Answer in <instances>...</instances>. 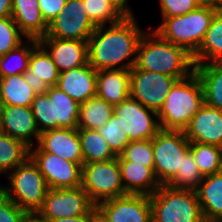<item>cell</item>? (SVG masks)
<instances>
[{
    "instance_id": "5",
    "label": "cell",
    "mask_w": 222,
    "mask_h": 222,
    "mask_svg": "<svg viewBox=\"0 0 222 222\" xmlns=\"http://www.w3.org/2000/svg\"><path fill=\"white\" fill-rule=\"evenodd\" d=\"M5 177L8 185L0 184V190L26 213L37 214L49 188L33 161L28 158Z\"/></svg>"
},
{
    "instance_id": "24",
    "label": "cell",
    "mask_w": 222,
    "mask_h": 222,
    "mask_svg": "<svg viewBox=\"0 0 222 222\" xmlns=\"http://www.w3.org/2000/svg\"><path fill=\"white\" fill-rule=\"evenodd\" d=\"M195 191L204 220H221L222 171L205 176Z\"/></svg>"
},
{
    "instance_id": "39",
    "label": "cell",
    "mask_w": 222,
    "mask_h": 222,
    "mask_svg": "<svg viewBox=\"0 0 222 222\" xmlns=\"http://www.w3.org/2000/svg\"><path fill=\"white\" fill-rule=\"evenodd\" d=\"M207 0H158L161 18L178 17L196 10Z\"/></svg>"
},
{
    "instance_id": "12",
    "label": "cell",
    "mask_w": 222,
    "mask_h": 222,
    "mask_svg": "<svg viewBox=\"0 0 222 222\" xmlns=\"http://www.w3.org/2000/svg\"><path fill=\"white\" fill-rule=\"evenodd\" d=\"M94 206L95 204L81 186L48 189L42 207L37 214L50 221L63 217L86 215Z\"/></svg>"
},
{
    "instance_id": "34",
    "label": "cell",
    "mask_w": 222,
    "mask_h": 222,
    "mask_svg": "<svg viewBox=\"0 0 222 222\" xmlns=\"http://www.w3.org/2000/svg\"><path fill=\"white\" fill-rule=\"evenodd\" d=\"M90 21L95 26L117 23L126 14L111 0H83Z\"/></svg>"
},
{
    "instance_id": "11",
    "label": "cell",
    "mask_w": 222,
    "mask_h": 222,
    "mask_svg": "<svg viewBox=\"0 0 222 222\" xmlns=\"http://www.w3.org/2000/svg\"><path fill=\"white\" fill-rule=\"evenodd\" d=\"M29 158L43 174L49 189L81 186V164L44 152L38 145L29 148Z\"/></svg>"
},
{
    "instance_id": "3",
    "label": "cell",
    "mask_w": 222,
    "mask_h": 222,
    "mask_svg": "<svg viewBox=\"0 0 222 222\" xmlns=\"http://www.w3.org/2000/svg\"><path fill=\"white\" fill-rule=\"evenodd\" d=\"M203 104L202 82L194 71L188 77L178 80L171 88L157 113L160 128L184 131Z\"/></svg>"
},
{
    "instance_id": "42",
    "label": "cell",
    "mask_w": 222,
    "mask_h": 222,
    "mask_svg": "<svg viewBox=\"0 0 222 222\" xmlns=\"http://www.w3.org/2000/svg\"><path fill=\"white\" fill-rule=\"evenodd\" d=\"M24 79L35 94H43L49 90V87L40 78H36L35 76H24Z\"/></svg>"
},
{
    "instance_id": "18",
    "label": "cell",
    "mask_w": 222,
    "mask_h": 222,
    "mask_svg": "<svg viewBox=\"0 0 222 222\" xmlns=\"http://www.w3.org/2000/svg\"><path fill=\"white\" fill-rule=\"evenodd\" d=\"M38 41L50 54L60 73L88 63V44L86 41L46 36L41 37Z\"/></svg>"
},
{
    "instance_id": "49",
    "label": "cell",
    "mask_w": 222,
    "mask_h": 222,
    "mask_svg": "<svg viewBox=\"0 0 222 222\" xmlns=\"http://www.w3.org/2000/svg\"><path fill=\"white\" fill-rule=\"evenodd\" d=\"M204 222H222L221 220H204Z\"/></svg>"
},
{
    "instance_id": "50",
    "label": "cell",
    "mask_w": 222,
    "mask_h": 222,
    "mask_svg": "<svg viewBox=\"0 0 222 222\" xmlns=\"http://www.w3.org/2000/svg\"><path fill=\"white\" fill-rule=\"evenodd\" d=\"M1 108H2V102L0 101V116H1Z\"/></svg>"
},
{
    "instance_id": "25",
    "label": "cell",
    "mask_w": 222,
    "mask_h": 222,
    "mask_svg": "<svg viewBox=\"0 0 222 222\" xmlns=\"http://www.w3.org/2000/svg\"><path fill=\"white\" fill-rule=\"evenodd\" d=\"M194 71L202 82L204 103L222 111V62L196 64Z\"/></svg>"
},
{
    "instance_id": "20",
    "label": "cell",
    "mask_w": 222,
    "mask_h": 222,
    "mask_svg": "<svg viewBox=\"0 0 222 222\" xmlns=\"http://www.w3.org/2000/svg\"><path fill=\"white\" fill-rule=\"evenodd\" d=\"M96 77L97 70L87 63L81 67L61 72L57 87L81 104L96 96Z\"/></svg>"
},
{
    "instance_id": "8",
    "label": "cell",
    "mask_w": 222,
    "mask_h": 222,
    "mask_svg": "<svg viewBox=\"0 0 222 222\" xmlns=\"http://www.w3.org/2000/svg\"><path fill=\"white\" fill-rule=\"evenodd\" d=\"M154 173L160 185H167L183 164L190 151V142L184 131L161 129L152 138Z\"/></svg>"
},
{
    "instance_id": "36",
    "label": "cell",
    "mask_w": 222,
    "mask_h": 222,
    "mask_svg": "<svg viewBox=\"0 0 222 222\" xmlns=\"http://www.w3.org/2000/svg\"><path fill=\"white\" fill-rule=\"evenodd\" d=\"M99 133L105 138L111 150L118 156L131 142L127 132L124 131L120 118L113 113L109 121L99 129Z\"/></svg>"
},
{
    "instance_id": "44",
    "label": "cell",
    "mask_w": 222,
    "mask_h": 222,
    "mask_svg": "<svg viewBox=\"0 0 222 222\" xmlns=\"http://www.w3.org/2000/svg\"><path fill=\"white\" fill-rule=\"evenodd\" d=\"M12 17V0H0V18Z\"/></svg>"
},
{
    "instance_id": "37",
    "label": "cell",
    "mask_w": 222,
    "mask_h": 222,
    "mask_svg": "<svg viewBox=\"0 0 222 222\" xmlns=\"http://www.w3.org/2000/svg\"><path fill=\"white\" fill-rule=\"evenodd\" d=\"M24 38L27 39L12 17L0 18V56L19 47Z\"/></svg>"
},
{
    "instance_id": "13",
    "label": "cell",
    "mask_w": 222,
    "mask_h": 222,
    "mask_svg": "<svg viewBox=\"0 0 222 222\" xmlns=\"http://www.w3.org/2000/svg\"><path fill=\"white\" fill-rule=\"evenodd\" d=\"M95 29L83 0H67L62 11L48 25L45 36L87 42Z\"/></svg>"
},
{
    "instance_id": "9",
    "label": "cell",
    "mask_w": 222,
    "mask_h": 222,
    "mask_svg": "<svg viewBox=\"0 0 222 222\" xmlns=\"http://www.w3.org/2000/svg\"><path fill=\"white\" fill-rule=\"evenodd\" d=\"M81 187L95 205L126 195L117 157L105 162L83 164Z\"/></svg>"
},
{
    "instance_id": "28",
    "label": "cell",
    "mask_w": 222,
    "mask_h": 222,
    "mask_svg": "<svg viewBox=\"0 0 222 222\" xmlns=\"http://www.w3.org/2000/svg\"><path fill=\"white\" fill-rule=\"evenodd\" d=\"M35 93L25 82L23 74L0 78V101L2 105L31 107Z\"/></svg>"
},
{
    "instance_id": "46",
    "label": "cell",
    "mask_w": 222,
    "mask_h": 222,
    "mask_svg": "<svg viewBox=\"0 0 222 222\" xmlns=\"http://www.w3.org/2000/svg\"><path fill=\"white\" fill-rule=\"evenodd\" d=\"M51 222H87V214L76 216V217H63L55 220H50Z\"/></svg>"
},
{
    "instance_id": "22",
    "label": "cell",
    "mask_w": 222,
    "mask_h": 222,
    "mask_svg": "<svg viewBox=\"0 0 222 222\" xmlns=\"http://www.w3.org/2000/svg\"><path fill=\"white\" fill-rule=\"evenodd\" d=\"M96 85V96L116 106L130 97V70L97 71Z\"/></svg>"
},
{
    "instance_id": "10",
    "label": "cell",
    "mask_w": 222,
    "mask_h": 222,
    "mask_svg": "<svg viewBox=\"0 0 222 222\" xmlns=\"http://www.w3.org/2000/svg\"><path fill=\"white\" fill-rule=\"evenodd\" d=\"M179 79L133 67L130 70V97L156 113Z\"/></svg>"
},
{
    "instance_id": "29",
    "label": "cell",
    "mask_w": 222,
    "mask_h": 222,
    "mask_svg": "<svg viewBox=\"0 0 222 222\" xmlns=\"http://www.w3.org/2000/svg\"><path fill=\"white\" fill-rule=\"evenodd\" d=\"M114 113V106L98 96L80 104L77 129H99Z\"/></svg>"
},
{
    "instance_id": "48",
    "label": "cell",
    "mask_w": 222,
    "mask_h": 222,
    "mask_svg": "<svg viewBox=\"0 0 222 222\" xmlns=\"http://www.w3.org/2000/svg\"><path fill=\"white\" fill-rule=\"evenodd\" d=\"M217 9L218 11H222V0H209Z\"/></svg>"
},
{
    "instance_id": "35",
    "label": "cell",
    "mask_w": 222,
    "mask_h": 222,
    "mask_svg": "<svg viewBox=\"0 0 222 222\" xmlns=\"http://www.w3.org/2000/svg\"><path fill=\"white\" fill-rule=\"evenodd\" d=\"M203 176L194 160L192 152L189 151L183 158V164L177 171V175L167 184V186L175 189L196 190Z\"/></svg>"
},
{
    "instance_id": "32",
    "label": "cell",
    "mask_w": 222,
    "mask_h": 222,
    "mask_svg": "<svg viewBox=\"0 0 222 222\" xmlns=\"http://www.w3.org/2000/svg\"><path fill=\"white\" fill-rule=\"evenodd\" d=\"M38 43V39H26L16 49L0 56V78L23 74L28 69L32 49Z\"/></svg>"
},
{
    "instance_id": "14",
    "label": "cell",
    "mask_w": 222,
    "mask_h": 222,
    "mask_svg": "<svg viewBox=\"0 0 222 222\" xmlns=\"http://www.w3.org/2000/svg\"><path fill=\"white\" fill-rule=\"evenodd\" d=\"M114 113L130 141L152 139L161 130L157 113L131 97L114 106Z\"/></svg>"
},
{
    "instance_id": "33",
    "label": "cell",
    "mask_w": 222,
    "mask_h": 222,
    "mask_svg": "<svg viewBox=\"0 0 222 222\" xmlns=\"http://www.w3.org/2000/svg\"><path fill=\"white\" fill-rule=\"evenodd\" d=\"M190 151L203 177L222 171V147L190 142Z\"/></svg>"
},
{
    "instance_id": "17",
    "label": "cell",
    "mask_w": 222,
    "mask_h": 222,
    "mask_svg": "<svg viewBox=\"0 0 222 222\" xmlns=\"http://www.w3.org/2000/svg\"><path fill=\"white\" fill-rule=\"evenodd\" d=\"M184 133L189 142L222 147V111L204 103Z\"/></svg>"
},
{
    "instance_id": "15",
    "label": "cell",
    "mask_w": 222,
    "mask_h": 222,
    "mask_svg": "<svg viewBox=\"0 0 222 222\" xmlns=\"http://www.w3.org/2000/svg\"><path fill=\"white\" fill-rule=\"evenodd\" d=\"M107 222H152V207L148 195L126 194L96 205Z\"/></svg>"
},
{
    "instance_id": "1",
    "label": "cell",
    "mask_w": 222,
    "mask_h": 222,
    "mask_svg": "<svg viewBox=\"0 0 222 222\" xmlns=\"http://www.w3.org/2000/svg\"><path fill=\"white\" fill-rule=\"evenodd\" d=\"M135 15H126L117 23L96 26L87 41L88 63L97 71L131 70L136 61L141 29Z\"/></svg>"
},
{
    "instance_id": "47",
    "label": "cell",
    "mask_w": 222,
    "mask_h": 222,
    "mask_svg": "<svg viewBox=\"0 0 222 222\" xmlns=\"http://www.w3.org/2000/svg\"><path fill=\"white\" fill-rule=\"evenodd\" d=\"M25 222H51V221L41 218L38 214H28Z\"/></svg>"
},
{
    "instance_id": "23",
    "label": "cell",
    "mask_w": 222,
    "mask_h": 222,
    "mask_svg": "<svg viewBox=\"0 0 222 222\" xmlns=\"http://www.w3.org/2000/svg\"><path fill=\"white\" fill-rule=\"evenodd\" d=\"M12 18L27 39H40L47 33L38 0H12Z\"/></svg>"
},
{
    "instance_id": "16",
    "label": "cell",
    "mask_w": 222,
    "mask_h": 222,
    "mask_svg": "<svg viewBox=\"0 0 222 222\" xmlns=\"http://www.w3.org/2000/svg\"><path fill=\"white\" fill-rule=\"evenodd\" d=\"M0 131L23 141L29 147L37 145L40 138L31 107L2 105Z\"/></svg>"
},
{
    "instance_id": "41",
    "label": "cell",
    "mask_w": 222,
    "mask_h": 222,
    "mask_svg": "<svg viewBox=\"0 0 222 222\" xmlns=\"http://www.w3.org/2000/svg\"><path fill=\"white\" fill-rule=\"evenodd\" d=\"M67 0H38L41 15L49 25L62 11Z\"/></svg>"
},
{
    "instance_id": "30",
    "label": "cell",
    "mask_w": 222,
    "mask_h": 222,
    "mask_svg": "<svg viewBox=\"0 0 222 222\" xmlns=\"http://www.w3.org/2000/svg\"><path fill=\"white\" fill-rule=\"evenodd\" d=\"M60 72L46 49L38 43L31 52L28 69L23 76L40 78L48 87L57 86Z\"/></svg>"
},
{
    "instance_id": "31",
    "label": "cell",
    "mask_w": 222,
    "mask_h": 222,
    "mask_svg": "<svg viewBox=\"0 0 222 222\" xmlns=\"http://www.w3.org/2000/svg\"><path fill=\"white\" fill-rule=\"evenodd\" d=\"M29 146L0 131V175H6L29 158Z\"/></svg>"
},
{
    "instance_id": "4",
    "label": "cell",
    "mask_w": 222,
    "mask_h": 222,
    "mask_svg": "<svg viewBox=\"0 0 222 222\" xmlns=\"http://www.w3.org/2000/svg\"><path fill=\"white\" fill-rule=\"evenodd\" d=\"M217 11L207 0L185 15L162 18L161 23L152 30L162 39L184 48L192 56L199 49Z\"/></svg>"
},
{
    "instance_id": "26",
    "label": "cell",
    "mask_w": 222,
    "mask_h": 222,
    "mask_svg": "<svg viewBox=\"0 0 222 222\" xmlns=\"http://www.w3.org/2000/svg\"><path fill=\"white\" fill-rule=\"evenodd\" d=\"M194 65L222 62V11H217L199 49L192 55Z\"/></svg>"
},
{
    "instance_id": "19",
    "label": "cell",
    "mask_w": 222,
    "mask_h": 222,
    "mask_svg": "<svg viewBox=\"0 0 222 222\" xmlns=\"http://www.w3.org/2000/svg\"><path fill=\"white\" fill-rule=\"evenodd\" d=\"M37 145L64 160L83 165L81 142L77 128H58L40 134Z\"/></svg>"
},
{
    "instance_id": "6",
    "label": "cell",
    "mask_w": 222,
    "mask_h": 222,
    "mask_svg": "<svg viewBox=\"0 0 222 222\" xmlns=\"http://www.w3.org/2000/svg\"><path fill=\"white\" fill-rule=\"evenodd\" d=\"M80 104L57 86L43 94H35L31 110L39 133L58 128H77Z\"/></svg>"
},
{
    "instance_id": "7",
    "label": "cell",
    "mask_w": 222,
    "mask_h": 222,
    "mask_svg": "<svg viewBox=\"0 0 222 222\" xmlns=\"http://www.w3.org/2000/svg\"><path fill=\"white\" fill-rule=\"evenodd\" d=\"M152 222H204L196 191L161 185L149 196Z\"/></svg>"
},
{
    "instance_id": "43",
    "label": "cell",
    "mask_w": 222,
    "mask_h": 222,
    "mask_svg": "<svg viewBox=\"0 0 222 222\" xmlns=\"http://www.w3.org/2000/svg\"><path fill=\"white\" fill-rule=\"evenodd\" d=\"M87 222H107L103 212L95 205L87 214Z\"/></svg>"
},
{
    "instance_id": "2",
    "label": "cell",
    "mask_w": 222,
    "mask_h": 222,
    "mask_svg": "<svg viewBox=\"0 0 222 222\" xmlns=\"http://www.w3.org/2000/svg\"><path fill=\"white\" fill-rule=\"evenodd\" d=\"M148 28L139 41L134 67L179 80L192 74V56L184 48L162 39L150 26Z\"/></svg>"
},
{
    "instance_id": "40",
    "label": "cell",
    "mask_w": 222,
    "mask_h": 222,
    "mask_svg": "<svg viewBox=\"0 0 222 222\" xmlns=\"http://www.w3.org/2000/svg\"><path fill=\"white\" fill-rule=\"evenodd\" d=\"M27 216L28 213L0 190V222H25Z\"/></svg>"
},
{
    "instance_id": "27",
    "label": "cell",
    "mask_w": 222,
    "mask_h": 222,
    "mask_svg": "<svg viewBox=\"0 0 222 222\" xmlns=\"http://www.w3.org/2000/svg\"><path fill=\"white\" fill-rule=\"evenodd\" d=\"M78 135L81 142L83 164L105 162L117 157L98 130L78 129Z\"/></svg>"
},
{
    "instance_id": "45",
    "label": "cell",
    "mask_w": 222,
    "mask_h": 222,
    "mask_svg": "<svg viewBox=\"0 0 222 222\" xmlns=\"http://www.w3.org/2000/svg\"><path fill=\"white\" fill-rule=\"evenodd\" d=\"M114 2L126 15H134V10L131 9V5H128V0H111Z\"/></svg>"
},
{
    "instance_id": "38",
    "label": "cell",
    "mask_w": 222,
    "mask_h": 222,
    "mask_svg": "<svg viewBox=\"0 0 222 222\" xmlns=\"http://www.w3.org/2000/svg\"><path fill=\"white\" fill-rule=\"evenodd\" d=\"M127 161H134L154 170L152 139L131 141L120 154Z\"/></svg>"
},
{
    "instance_id": "21",
    "label": "cell",
    "mask_w": 222,
    "mask_h": 222,
    "mask_svg": "<svg viewBox=\"0 0 222 222\" xmlns=\"http://www.w3.org/2000/svg\"><path fill=\"white\" fill-rule=\"evenodd\" d=\"M122 182L127 194L152 195L161 185L154 170L134 161L117 156Z\"/></svg>"
}]
</instances>
